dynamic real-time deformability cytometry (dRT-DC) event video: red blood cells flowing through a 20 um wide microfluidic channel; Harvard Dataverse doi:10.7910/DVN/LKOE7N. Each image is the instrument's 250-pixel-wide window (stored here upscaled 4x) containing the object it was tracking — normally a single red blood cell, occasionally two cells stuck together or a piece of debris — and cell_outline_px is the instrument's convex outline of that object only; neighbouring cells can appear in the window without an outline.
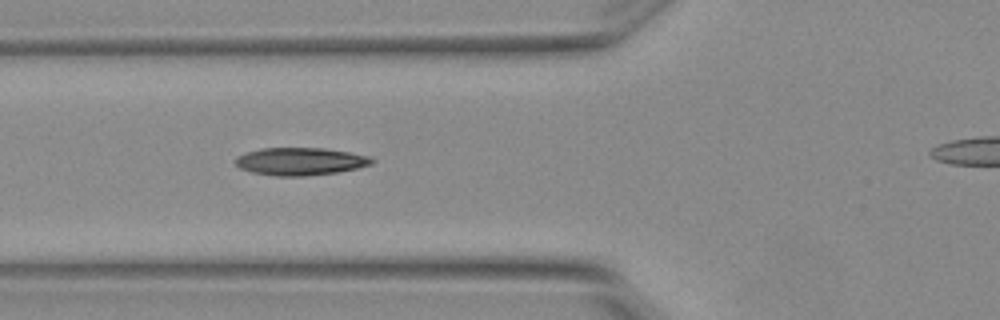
{"species": "Egyptian fruit bat (a non-hibernating species)", "species_latin": "Rousettus aegyptiacus", "temperature_condition": "warm", "stored_images_in_passage": 4, "segment_of_instrument_passage": [1, 2], "camera_frame_rate_fps": 3000, "um_per_image_px": 0.085, "animal": {"sex": "female"}, "frame": {"image": 1, "passage_image": 3, "time_ms": 0.667, "image_size_px": [1000, 320], "cell_outline_px": [[376, 160], [372, 164], [356, 168], [336, 172], [304, 176], [276, 176], [252, 172], [240, 168], [236, 164], [236, 156], [260, 148], [324, 148], [372, 156]], "centroid_in_image_um": [25.55, 13.71], "position_along_channel_um": 100.3, "area_um2": 21.91}}